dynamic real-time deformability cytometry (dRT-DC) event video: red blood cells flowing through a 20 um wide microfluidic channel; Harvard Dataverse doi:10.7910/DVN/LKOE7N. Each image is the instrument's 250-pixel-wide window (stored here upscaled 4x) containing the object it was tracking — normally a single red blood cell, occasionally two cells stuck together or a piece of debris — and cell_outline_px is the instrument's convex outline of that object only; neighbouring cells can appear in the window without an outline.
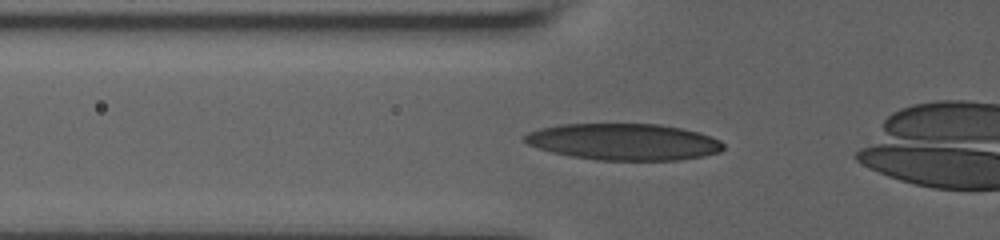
{"species": "human", "species_latin": "Homo sapiens", "temperature_condition": "room temperature", "stored_images_in_passage": 17, "camera_frame_rate_fps": 3000, "um_per_image_px": 0.085, "donor": {"sex": "male"}, "frame": {"image": 1, "passage_image": 12, "time_ms": 3.0, "image_size_px": [1000, 240], "cell_outline_px": [[724, 148], [720, 152], [704, 156], [676, 160], [596, 160], [572, 156], [552, 152], [528, 144], [524, 140], [524, 136], [528, 132], [540, 128], [560, 124], [660, 124], [700, 132], [712, 136], [720, 140], [724, 144]], "centroid_in_image_um": [53.06, 12.05], "position_along_channel_um": 72.7, "area_um2": 42.37}}